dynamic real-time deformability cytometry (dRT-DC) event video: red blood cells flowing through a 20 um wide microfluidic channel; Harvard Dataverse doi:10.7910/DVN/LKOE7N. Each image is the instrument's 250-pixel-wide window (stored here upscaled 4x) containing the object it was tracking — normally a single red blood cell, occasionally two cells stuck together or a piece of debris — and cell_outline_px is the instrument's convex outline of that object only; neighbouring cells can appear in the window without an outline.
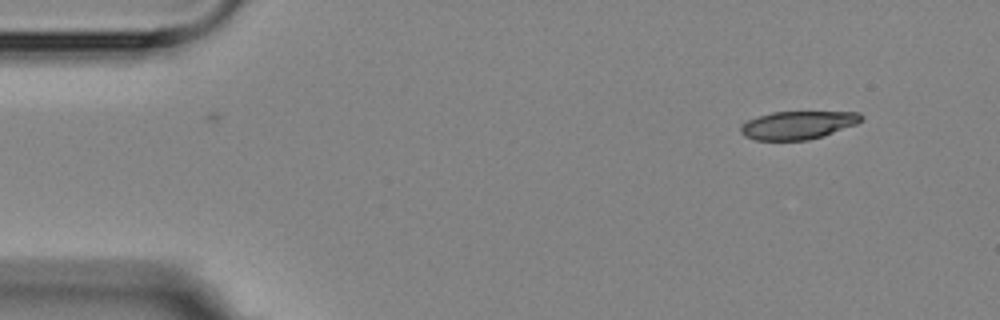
{"species": "Egyptian fruit bat (a non-hibernating species)", "species_latin": "Rousettus aegyptiacus", "temperature_condition": "room temperature", "stored_images_in_passage": 3, "camera_frame_rate_fps": 3000, "um_per_image_px": 0.085, "animal": {"sex": "female"}, "frame": {"image": 1, "passage_image": 1, "time_ms": 0.0, "image_size_px": [1000, 320], "cell_outline_px": [[864, 120], [856, 124], [824, 136], [808, 140], [756, 140], [744, 136], [740, 132], [740, 124], [748, 120], [772, 112], [860, 112], [864, 116]], "centroid_in_image_um": [67.84, 10.63], "position_along_channel_um": 17.2, "area_um2": 19.83}}
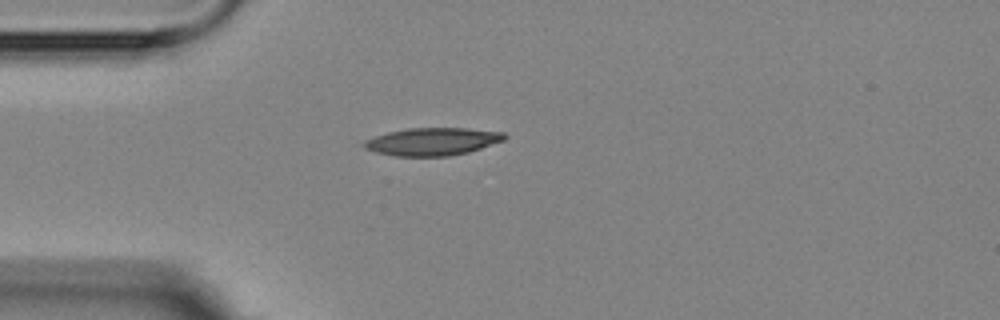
{"frame": {"image": 2, "passage_image": 3, "time_ms": 3.0, "image_size_px": [1000, 320], "cell_outline_px": [[508, 136], [504, 140], [468, 152], [448, 156], [396, 156], [376, 152], [364, 148], [364, 140], [388, 132], [408, 128], [468, 128], [504, 132]], "centroid_in_image_um": [36.77, 12.03], "position_along_channel_um": 48.2, "area_um2": 22.54}}